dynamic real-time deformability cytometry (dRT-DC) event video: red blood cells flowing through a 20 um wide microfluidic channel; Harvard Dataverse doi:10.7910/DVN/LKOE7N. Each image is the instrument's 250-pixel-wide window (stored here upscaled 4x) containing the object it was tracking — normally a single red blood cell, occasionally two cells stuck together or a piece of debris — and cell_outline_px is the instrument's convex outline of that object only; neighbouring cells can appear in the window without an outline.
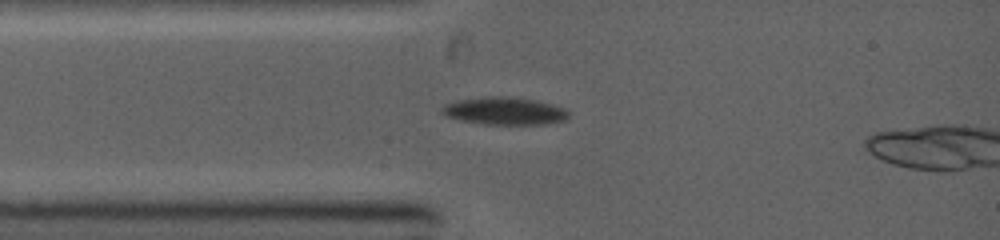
{"species": "common noctule bat (a hibernating species)", "species_latin": "Nyctalus noctula", "temperature_condition": "warm", "stored_images_in_passage": 3, "camera_frame_rate_fps": 5000, "um_per_image_px": 0.085, "animal": {"sex": "female", "body_mass_g": 19.0, "forearm_length_mm": 53.3}, "frame": {"image": 1, "passage_image": 3, "time_ms": 1.8, "image_size_px": [1000, 240], "cell_outline_px": [[568, 120], [544, 124], [484, 124], [460, 120], [444, 116], [440, 112], [440, 108], [444, 104], [456, 100], [484, 96], [508, 96], [536, 100], [552, 104], [564, 108], [568, 112]], "centroid_in_image_um": [42.84, 9.42], "position_along_channel_um": 42.2, "area_um2": 20.63}}